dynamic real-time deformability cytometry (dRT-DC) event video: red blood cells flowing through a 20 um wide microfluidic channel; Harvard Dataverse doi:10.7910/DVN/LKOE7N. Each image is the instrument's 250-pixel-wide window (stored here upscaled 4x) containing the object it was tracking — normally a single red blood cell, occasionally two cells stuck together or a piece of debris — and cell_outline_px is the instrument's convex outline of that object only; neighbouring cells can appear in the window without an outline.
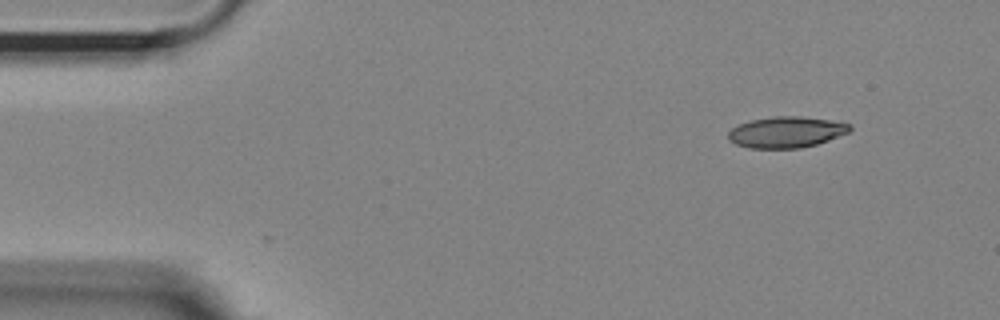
{"species": "Egyptian fruit bat (a non-hibernating species)", "species_latin": "Rousettus aegyptiacus", "temperature_condition": "room temperature", "stored_images_in_passage": 46, "camera_frame_rate_fps": 3000, "um_per_image_px": 0.085, "animal": {"sex": "female"}, "frame": {"image": 1, "passage_image": 1, "time_ms": 0.0, "image_size_px": [1000, 320], "cell_outline_px": [[852, 128], [848, 132], [828, 140], [816, 144], [800, 148], [748, 148], [736, 144], [728, 140], [728, 132], [732, 128], [740, 124], [752, 120], [772, 116], [800, 116], [828, 120], [852, 124]], "centroid_in_image_um": [66.82, 11.23], "position_along_channel_um": 18.2, "area_um2": 21.91}}
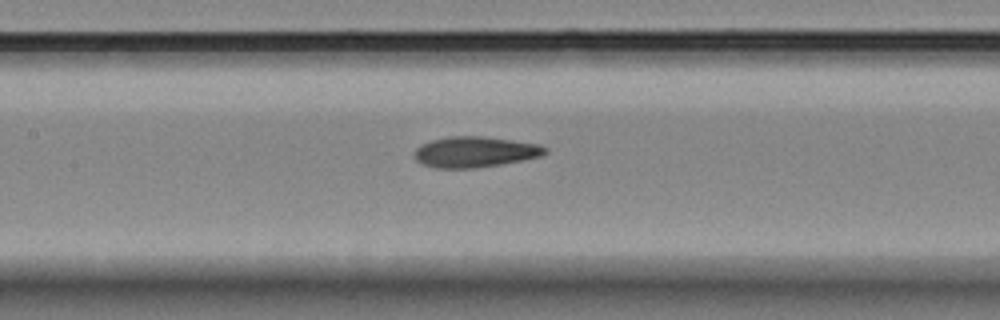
{"frame": {"image": 2, "passage_image": 20, "time_ms": 6.333, "image_size_px": [1000, 320], "cell_outline_px": [[548, 152], [544, 156], [524, 160], [500, 164], [472, 168], [436, 168], [424, 164], [416, 160], [416, 148], [420, 144], [432, 140], [448, 136], [484, 136], [540, 144], [548, 148]], "centroid_in_image_um": [40.43, 12.9], "position_along_channel_um": 167.0, "area_um2": 23.47}}
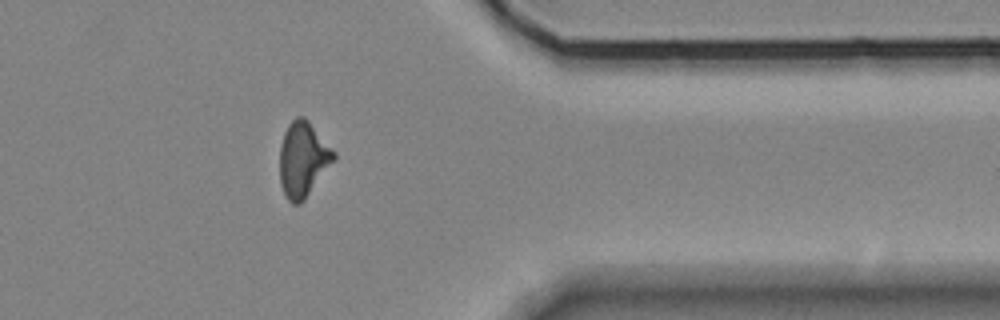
{"frame": {"image": 3, "passage_image": 39, "time_ms": 12.667, "image_size_px": [1000, 320], "cell_outline_px": [[336, 160], [304, 200], [300, 204], [292, 204], [284, 196], [280, 184], [280, 144], [284, 132], [288, 124], [296, 116], [304, 116], [308, 120], [336, 152]], "centroid_in_image_um": [25.76, 13.55], "position_along_channel_um": 385.6, "area_um2": 24.04}}